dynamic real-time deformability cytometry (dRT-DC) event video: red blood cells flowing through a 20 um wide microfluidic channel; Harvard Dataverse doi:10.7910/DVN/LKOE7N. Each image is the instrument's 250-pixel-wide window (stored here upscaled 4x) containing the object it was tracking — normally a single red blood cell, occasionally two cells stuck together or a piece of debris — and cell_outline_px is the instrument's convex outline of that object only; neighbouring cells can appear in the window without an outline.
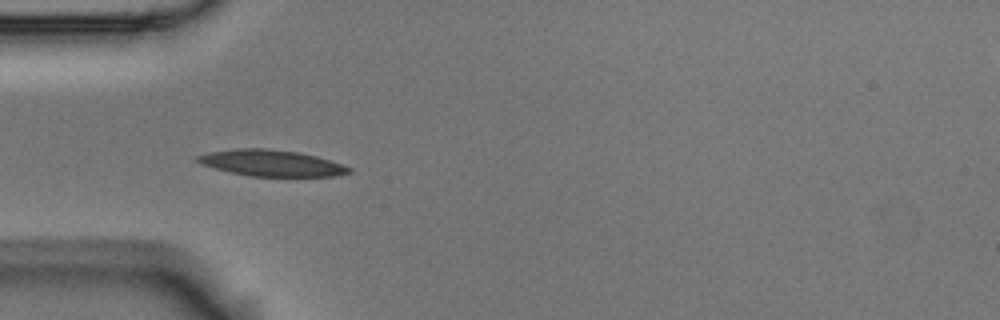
{"species": "Egyptian fruit bat (a non-hibernating species)", "species_latin": "Rousettus aegyptiacus", "temperature_condition": "room temperature", "stored_images_in_passage": 3, "camera_frame_rate_fps": 3000, "um_per_image_px": 0.085, "animal": {"sex": "male"}, "frame": {"image": 1, "passage_image": 3, "time_ms": 0.667, "image_size_px": [1000, 320], "cell_outline_px": [[352, 172], [336, 176], [248, 176], [200, 164], [196, 160], [196, 156], [208, 152], [236, 148], [268, 148], [300, 152], [316, 156], [352, 168]], "centroid_in_image_um": [23.06, 13.85], "position_along_channel_um": 61.9, "area_um2": 23.12}}